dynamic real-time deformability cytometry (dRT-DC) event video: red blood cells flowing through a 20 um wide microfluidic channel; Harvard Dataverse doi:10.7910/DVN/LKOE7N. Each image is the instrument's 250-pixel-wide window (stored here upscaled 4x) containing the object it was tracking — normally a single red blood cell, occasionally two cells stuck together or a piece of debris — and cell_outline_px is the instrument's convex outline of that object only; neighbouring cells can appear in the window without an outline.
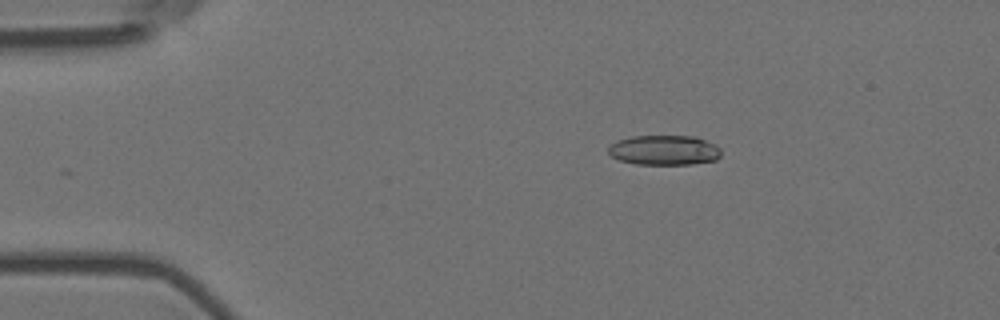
{"species": "Egyptian fruit bat (a non-hibernating species)", "species_latin": "Rousettus aegyptiacus", "temperature_condition": "room temperature", "stored_images_in_passage": 5, "camera_frame_rate_fps": 3000, "um_per_image_px": 0.085, "animal": {"sex": "female"}, "frame": {"image": 1, "passage_image": 3, "time_ms": 0.667, "image_size_px": [1000, 320], "cell_outline_px": [[720, 156], [716, 160], [692, 164], [636, 164], [620, 160], [612, 156], [608, 152], [608, 144], [616, 140], [632, 136], [692, 136], [716, 144], [720, 148]], "centroid_in_image_um": [56.43, 12.76], "position_along_channel_um": 28.6, "area_um2": 19.71}}
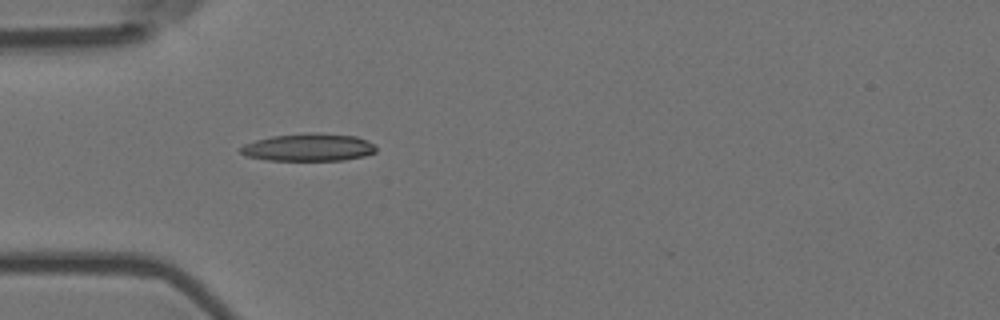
{"frame": {"image": 2, "passage_image": 5, "time_ms": 1.333, "image_size_px": [1000, 320], "cell_outline_px": [[376, 152], [364, 156], [344, 160], [268, 160], [244, 156], [240, 152], [240, 148], [244, 144], [256, 140], [272, 136], [308, 132], [312, 132], [356, 136], [368, 140], [376, 148]], "centroid_in_image_um": [26.22, 12.52], "position_along_channel_um": 58.8, "area_um2": 21.85}}